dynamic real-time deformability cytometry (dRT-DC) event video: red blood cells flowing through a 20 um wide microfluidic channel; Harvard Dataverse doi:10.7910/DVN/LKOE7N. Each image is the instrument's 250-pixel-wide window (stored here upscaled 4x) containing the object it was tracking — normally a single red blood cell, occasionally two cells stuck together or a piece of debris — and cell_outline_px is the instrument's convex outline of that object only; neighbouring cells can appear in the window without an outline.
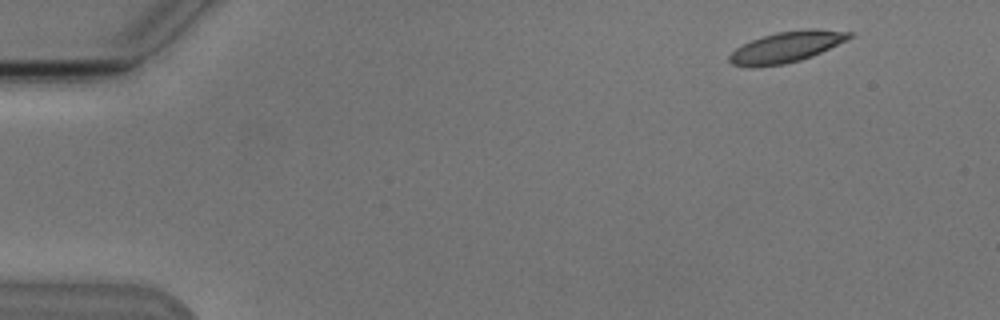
{"species": "Egyptian fruit bat (a non-hibernating species)", "species_latin": "Rousettus aegyptiacus", "temperature_condition": "cold", "stored_images_in_passage": 4, "camera_frame_rate_fps": 3000, "um_per_image_px": 0.085, "animal": {"sex": "male"}, "frame": {"image": 1, "passage_image": 1, "time_ms": 0.0, "image_size_px": [1000, 320], "cell_outline_px": [[856, 36], [848, 40], [812, 56], [800, 60], [784, 64], [752, 68], [748, 68], [732, 64], [728, 60], [728, 56], [736, 48], [752, 40], [776, 32], [808, 28], [816, 28], [852, 32]], "centroid_in_image_um": [66.88, 3.99], "position_along_channel_um": 18.1, "area_um2": 21.85}}